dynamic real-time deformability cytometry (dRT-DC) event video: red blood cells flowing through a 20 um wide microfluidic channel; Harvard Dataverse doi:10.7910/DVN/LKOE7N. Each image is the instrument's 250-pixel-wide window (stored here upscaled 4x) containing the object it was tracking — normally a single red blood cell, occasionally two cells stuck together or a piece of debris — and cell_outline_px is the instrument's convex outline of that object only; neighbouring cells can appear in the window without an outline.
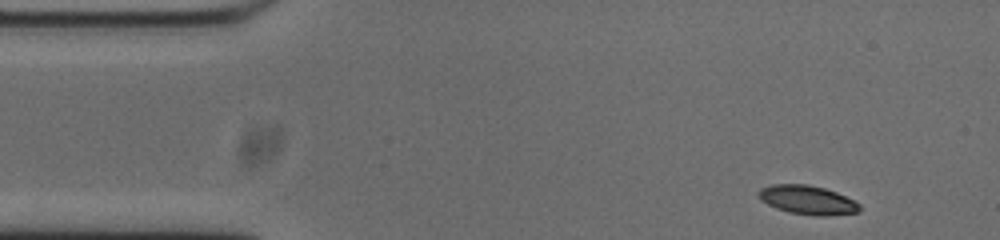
{"species": "common noctule bat (a hibernating species)", "species_latin": "Nyctalus noctula", "temperature_condition": "cold", "stored_images_in_passage": 49, "camera_frame_rate_fps": 3000, "um_per_image_px": 0.085, "animal": {"sex": "male", "body_mass_g": 20.0, "forearm_length_mm": 53.3}, "frame": {"image": 1, "passage_image": 1, "time_ms": 0.0, "image_size_px": [1000, 240], "cell_outline_px": [[860, 212], [828, 216], [820, 216], [788, 212], [776, 208], [760, 200], [756, 196], [756, 192], [760, 188], [772, 184], [808, 184], [824, 188], [836, 192], [856, 200], [860, 204]], "centroid_in_image_um": [68.63, 16.99], "position_along_channel_um": 16.4, "area_um2": 17.34}}
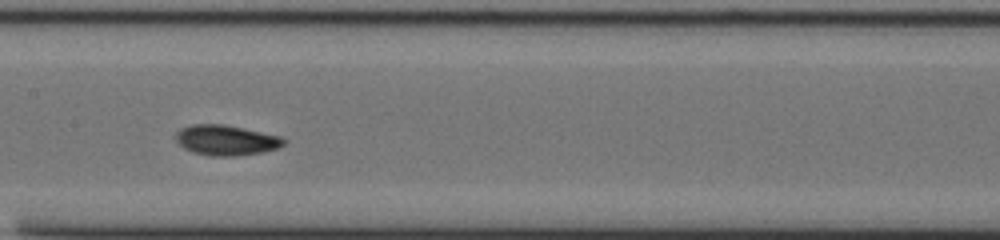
{"frame": {"image": 2, "passage_image": 21, "time_ms": 6.667, "image_size_px": [1000, 240], "cell_outline_px": [[284, 144], [276, 148], [260, 152], [236, 156], [212, 156], [192, 152], [184, 148], [176, 140], [176, 132], [180, 128], [192, 124], [224, 124], [244, 128], [280, 136], [284, 140]], "centroid_in_image_um": [19.17, 11.9], "position_along_channel_um": 188.2, "area_um2": 18.9}}
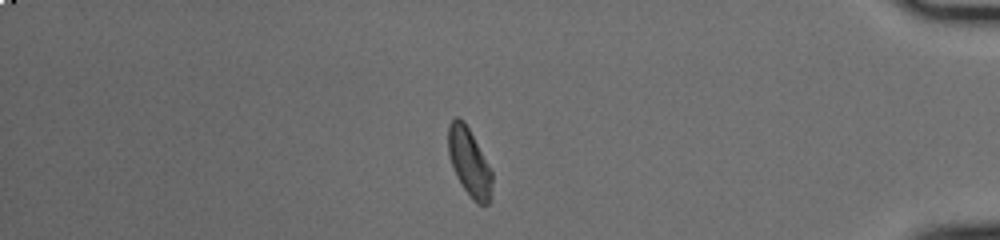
{"frame": {"image": 3, "passage_image": 41, "time_ms": 13.333, "image_size_px": [1000, 240], "cell_outline_px": [[492, 200], [488, 204], [476, 204], [472, 200], [456, 176], [448, 152], [448, 124], [456, 116], [464, 120], [492, 172]], "centroid_in_image_um": [39.89, 13.82], "position_along_channel_um": 395.3, "area_um2": 17.28}, "authors_computed_cell_mechanics": {"area_um2": 17.34, "velocity_mm_per_s": 3.7555, "shape_relaxation_time_tau1_ms": 2.3201, "shape_relaxation_time_tau2_ms": 6.0897, "deformation_change_tau1": 0.1097, "deformation_change_tau2": 0.0888}}